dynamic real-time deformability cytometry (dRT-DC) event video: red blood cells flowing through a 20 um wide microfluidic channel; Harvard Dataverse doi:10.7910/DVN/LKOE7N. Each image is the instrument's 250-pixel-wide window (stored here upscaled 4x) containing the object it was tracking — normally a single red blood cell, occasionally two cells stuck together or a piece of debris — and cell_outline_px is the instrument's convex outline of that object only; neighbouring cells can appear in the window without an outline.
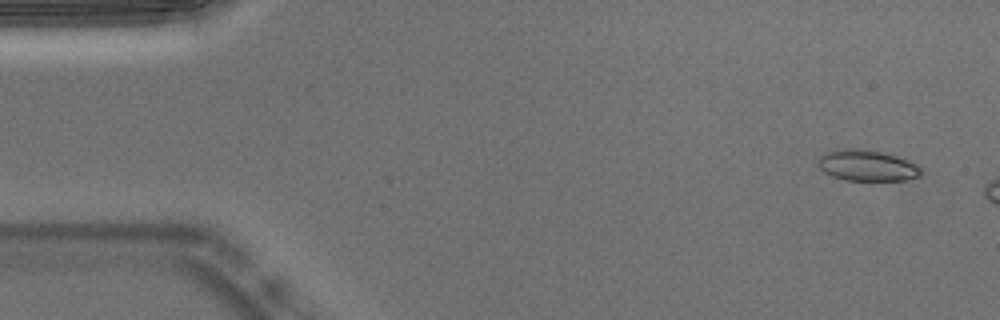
{"species": "Egyptian fruit bat (a non-hibernating species)", "species_latin": "Rousettus aegyptiacus", "temperature_condition": "warm", "stored_images_in_passage": 9, "camera_frame_rate_fps": 3000, "um_per_image_px": 0.085, "animal": {"sex": "male"}, "frame": {"image": 1, "passage_image": 3, "time_ms": 0.667, "image_size_px": [1000, 320], "cell_outline_px": [[924, 172], [920, 176], [904, 180], [844, 180], [832, 176], [824, 172], [820, 168], [816, 160], [824, 152], [848, 148], [860, 148], [880, 152], [896, 156], [908, 160], [916, 164]], "centroid_in_image_um": [73.68, 14.07], "position_along_channel_um": 11.3, "area_um2": 18.67}}